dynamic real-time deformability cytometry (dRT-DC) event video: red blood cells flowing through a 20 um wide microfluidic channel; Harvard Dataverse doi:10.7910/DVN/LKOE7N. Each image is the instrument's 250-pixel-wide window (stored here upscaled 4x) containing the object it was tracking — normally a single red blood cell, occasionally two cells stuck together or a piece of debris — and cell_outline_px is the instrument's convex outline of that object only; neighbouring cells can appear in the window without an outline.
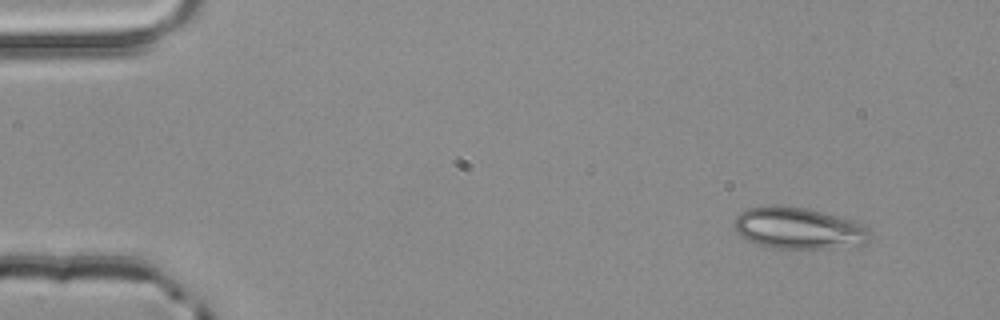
{"species": "common noctule bat (a hibernating species)", "species_latin": "Nyctalus noctula", "temperature_condition": "room temperature", "stored_images_in_passage": 4, "segment_of_instrument_passage": [1, 2], "camera_frame_rate_fps": 3000, "um_per_image_px": 0.085, "animal": {"sex": "male", "body_mass_g": 20.4}, "frame": {"image": 1, "passage_image": 1, "time_ms": 0.0, "image_size_px": [1000, 320], "cell_outline_px": [[868, 244], [828, 248], [772, 248], [748, 240], [740, 236], [736, 232], [732, 224], [736, 216], [740, 212], [748, 208], [776, 204], [804, 208], [852, 220], [864, 224], [868, 228]], "centroid_in_image_um": [67.83, 19.39], "position_along_channel_um": 17.2, "area_um2": 32.83}}